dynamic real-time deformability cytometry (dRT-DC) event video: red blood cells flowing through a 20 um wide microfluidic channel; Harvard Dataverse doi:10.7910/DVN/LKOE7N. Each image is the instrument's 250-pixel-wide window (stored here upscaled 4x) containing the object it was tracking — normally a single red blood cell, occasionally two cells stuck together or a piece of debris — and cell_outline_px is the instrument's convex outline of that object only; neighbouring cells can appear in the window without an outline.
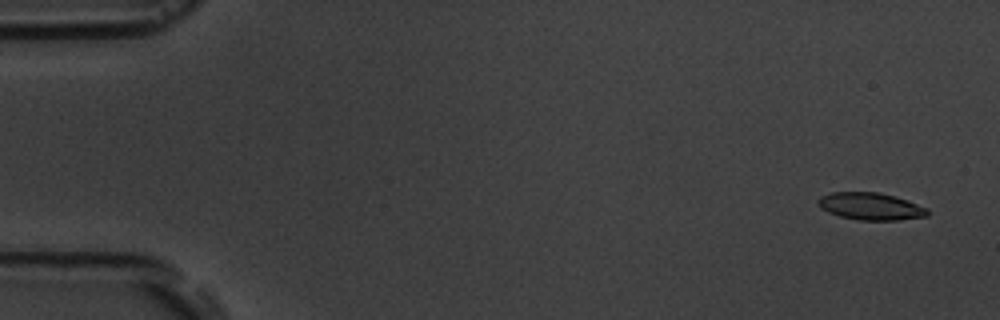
{"species": "common noctule bat (a hibernating species)", "species_latin": "Nyctalus noctula", "temperature_condition": "room temperature", "stored_images_in_passage": 5, "camera_frame_rate_fps": 3000, "um_per_image_px": 0.085, "animal": {"sex": "male", "body_mass_g": 19.5, "forearm_length_mm": 54.6}, "frame": {"image": 1, "passage_image": 1, "time_ms": 0.0, "image_size_px": [1000, 320], "cell_outline_px": [[928, 216], [900, 220], [860, 220], [840, 216], [828, 212], [820, 208], [816, 200], [820, 196], [832, 192], [880, 192], [896, 196], [908, 200], [928, 208]], "centroid_in_image_um": [74.01, 17.53], "position_along_channel_um": 11.0, "area_um2": 17.57}}
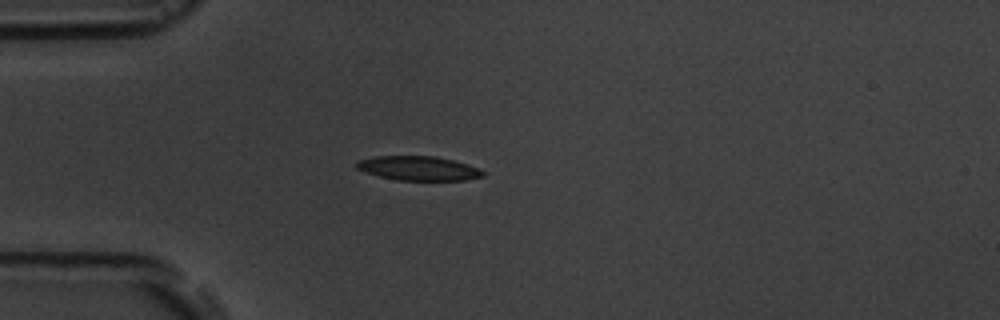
{"frame": {"image": 2, "passage_image": 4, "time_ms": 4.333, "image_size_px": [1000, 320], "cell_outline_px": [[484, 176], [464, 180], [396, 180], [364, 172], [356, 168], [356, 160], [376, 156], [436, 156], [468, 164], [480, 168], [484, 172]], "centroid_in_image_um": [35.56, 14.3], "position_along_channel_um": 49.4, "area_um2": 17.92}}